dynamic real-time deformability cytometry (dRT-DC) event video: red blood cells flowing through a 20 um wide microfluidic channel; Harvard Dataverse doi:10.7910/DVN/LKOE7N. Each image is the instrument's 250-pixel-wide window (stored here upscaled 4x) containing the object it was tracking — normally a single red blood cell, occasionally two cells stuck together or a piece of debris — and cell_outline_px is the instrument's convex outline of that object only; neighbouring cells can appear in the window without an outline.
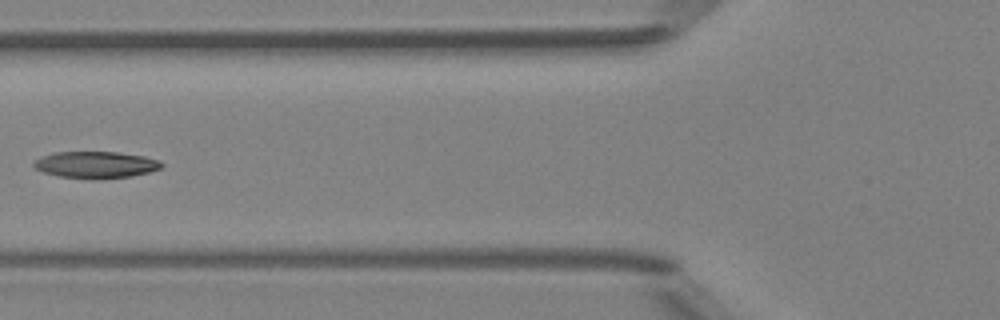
{"species": "Egyptian fruit bat (a non-hibernating species)", "species_latin": "Rousettus aegyptiacus", "temperature_condition": "room temperature", "stored_images_in_passage": 6, "camera_frame_rate_fps": 3000, "um_per_image_px": 0.085, "animal": {"sex": "female"}, "frame": {"image": 1, "passage_image": 6, "time_ms": 5.667, "image_size_px": [1000, 320], "cell_outline_px": [[164, 164], [160, 168], [148, 172], [132, 176], [60, 176], [44, 172], [36, 168], [32, 164], [40, 156], [56, 152], [116, 152], [144, 156], [156, 160]], "centroid_in_image_um": [8.12, 13.95], "position_along_channel_um": 117.7, "area_um2": 18.79}}